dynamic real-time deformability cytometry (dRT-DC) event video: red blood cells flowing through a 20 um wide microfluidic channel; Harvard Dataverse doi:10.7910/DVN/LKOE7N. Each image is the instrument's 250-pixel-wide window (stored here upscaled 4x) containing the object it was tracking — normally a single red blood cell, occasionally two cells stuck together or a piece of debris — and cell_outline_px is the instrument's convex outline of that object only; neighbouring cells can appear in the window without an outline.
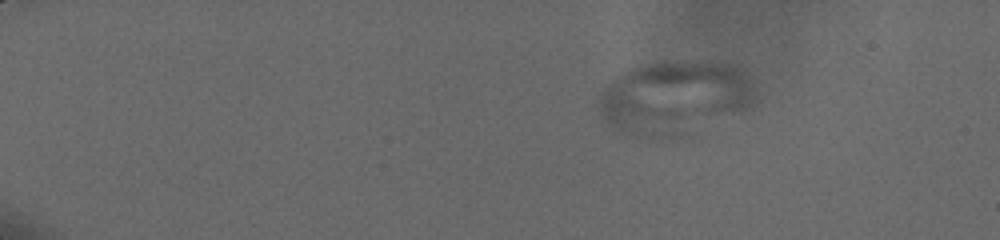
{"species": "human", "species_latin": "Homo sapiens", "temperature_condition": "cold", "stored_images_in_passage": 56, "camera_frame_rate_fps": 3000, "um_per_image_px": 0.085, "donor": {"sex": "male"}, "frame": {"image": 1, "passage_image": 6, "time_ms": 1.667, "image_size_px": [1000, 240], "cell_outline_px": [[760, 100], [756, 104], [740, 112], [648, 136], [632, 136], [616, 128], [604, 120], [596, 108], [604, 84], [616, 76], [632, 68], [652, 64], [712, 64], [736, 68], [748, 72], [760, 92]], "centroid_in_image_um": [57.33, 8.22], "position_along_channel_um": 27.7, "area_um2": 63.46}}